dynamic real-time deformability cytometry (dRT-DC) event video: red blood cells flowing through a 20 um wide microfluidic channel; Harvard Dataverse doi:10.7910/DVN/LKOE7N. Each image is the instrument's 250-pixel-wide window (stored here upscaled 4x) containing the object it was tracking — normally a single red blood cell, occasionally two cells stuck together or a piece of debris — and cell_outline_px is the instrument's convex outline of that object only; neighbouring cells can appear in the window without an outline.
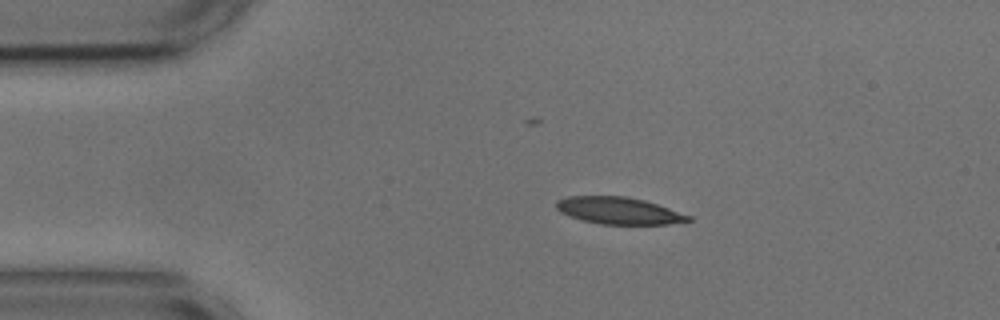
{"species": "common noctule bat (a hibernating species)", "species_latin": "Nyctalus noctula", "temperature_condition": "cold", "stored_images_in_passage": 53, "camera_frame_rate_fps": 3000, "um_per_image_px": 0.085, "animal": {"sex": "male", "body_mass_g": 17.9, "forearm_length_mm": 54.2}, "frame": {"image": 1, "passage_image": 9, "time_ms": 2.667, "image_size_px": [1000, 320], "cell_outline_px": [[692, 220], [668, 224], [600, 224], [584, 220], [560, 212], [556, 208], [556, 200], [568, 196], [624, 196], [644, 200], [692, 216]], "centroid_in_image_um": [52.59, 17.9], "position_along_channel_um": 32.4, "area_um2": 20.52}}
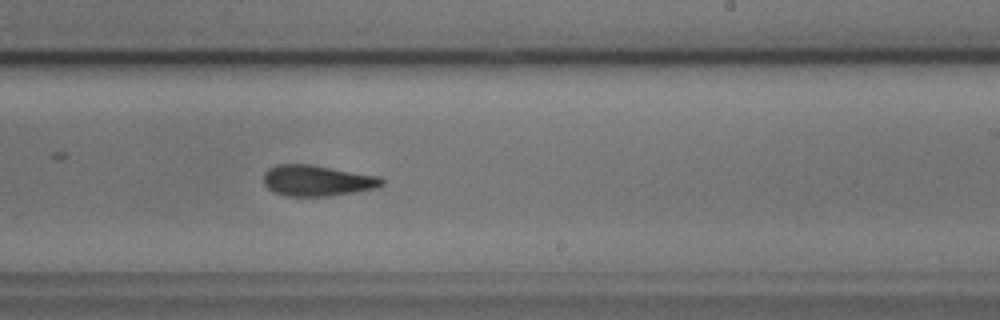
{"frame": {"image": 2, "passage_image": 31, "time_ms": 10.0, "image_size_px": [1000, 320], "cell_outline_px": [[384, 184], [376, 188], [332, 196], [284, 196], [272, 192], [264, 184], [264, 172], [268, 168], [276, 164], [312, 164], [380, 176], [384, 180]], "centroid_in_image_um": [26.95, 15.35], "position_along_channel_um": 262.1, "area_um2": 21.62}}
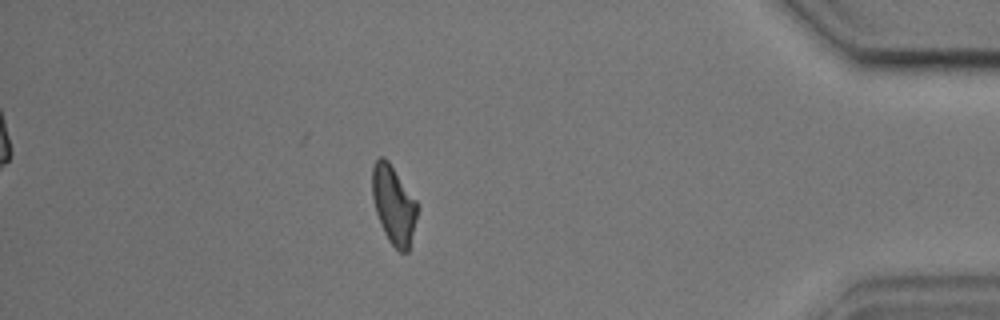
{"frame": {"image": 3, "passage_image": 46, "time_ms": 15.0, "image_size_px": [1000, 320], "cell_outline_px": [[416, 216], [408, 252], [400, 252], [388, 240], [380, 224], [376, 212], [372, 196], [372, 168], [376, 160], [380, 156], [384, 156], [388, 160], [416, 200]], "centroid_in_image_um": [33.43, 17.38], "position_along_channel_um": 401.8, "area_um2": 20.23}, "authors_computed_cell_mechanics": {"area_um2": 21.1548, "velocity_mm_per_s": 3.6668, "shape_relaxation_time_tau1_ms": 7.9206, "shape_relaxation_time_tau2_ms": 3.1145, "deformation_change_tau1": 0.1774, "deformation_change_tau2": 0.1129}}